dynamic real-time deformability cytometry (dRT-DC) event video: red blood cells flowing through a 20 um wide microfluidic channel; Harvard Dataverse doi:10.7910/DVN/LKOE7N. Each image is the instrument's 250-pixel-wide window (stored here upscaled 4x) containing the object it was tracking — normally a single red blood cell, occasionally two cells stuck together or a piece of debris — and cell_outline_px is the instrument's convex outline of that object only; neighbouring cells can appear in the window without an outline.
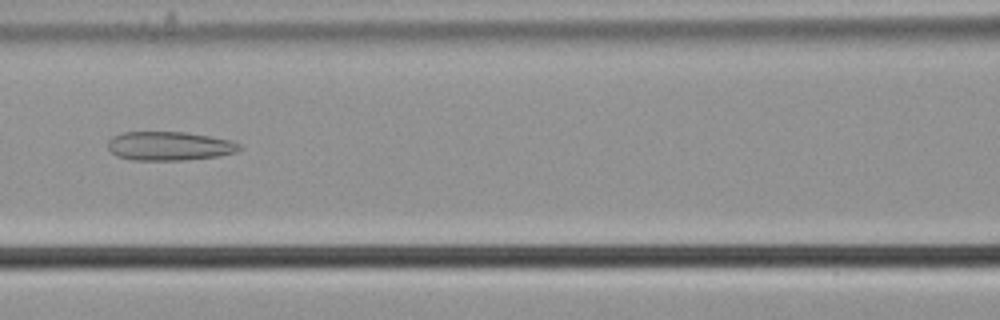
{"species": "common noctule bat (a hibernating species)", "species_latin": "Nyctalus noctula", "temperature_condition": "cold", "stored_images_in_passage": 49, "camera_frame_rate_fps": 3000, "um_per_image_px": 0.085, "animal": {"sex": "male", "body_mass_g": 21.5, "forearm_length_mm": 52.0}, "frame": {"image": 1, "passage_image": 19, "time_ms": 6.0, "image_size_px": [1000, 320], "cell_outline_px": [[244, 148], [236, 152], [216, 156], [184, 160], [132, 160], [116, 156], [108, 148], [108, 140], [112, 136], [124, 132], [184, 132], [232, 140], [240, 144]], "centroid_in_image_um": [14.39, 12.41], "position_along_channel_um": 152.2, "area_um2": 22.2}}
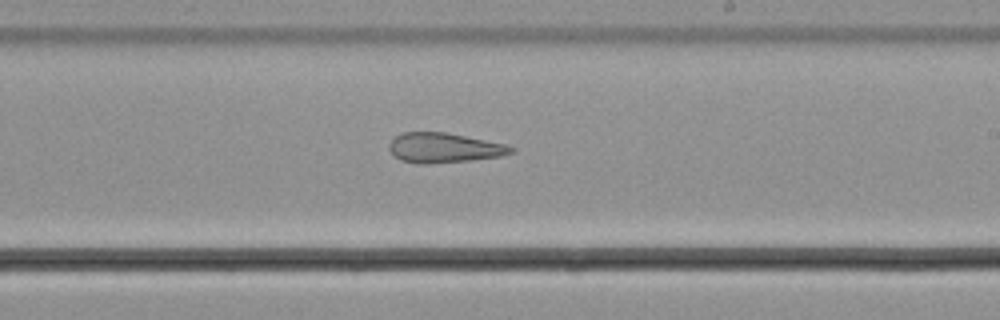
{"frame": {"image": 2, "passage_image": 27, "time_ms": 8.667, "image_size_px": [1000, 320], "cell_outline_px": [[516, 152], [500, 156], [472, 160], [428, 164], [420, 164], [400, 160], [388, 148], [388, 144], [392, 136], [400, 132], [444, 132], [504, 144], [516, 148]], "centroid_in_image_um": [37.7, 12.56], "position_along_channel_um": 251.3, "area_um2": 21.27}}
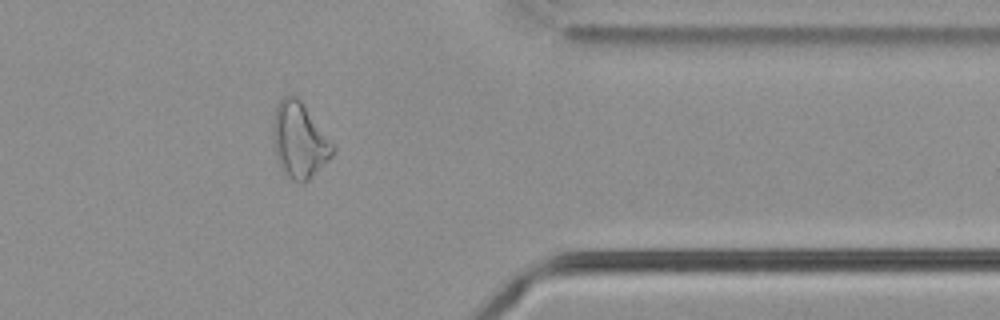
{"frame": {"image": 3, "passage_image": 39, "time_ms": 12.667, "image_size_px": [1000, 320], "cell_outline_px": [[336, 148], [332, 156], [304, 184], [300, 184], [292, 180], [280, 168], [276, 156], [272, 136], [272, 120], [276, 104], [284, 96], [296, 96], [300, 100]], "centroid_in_image_um": [25.41, 11.94], "position_along_channel_um": 386.0, "area_um2": 26.18}, "authors_computed_cell_mechanics": {"area_um2": 25.6054, "velocity_mm_per_s": 3.7268, "shape_relaxation_time_tau1_ms": null, "shape_relaxation_time_tau2_ms": 3.993, "deformation_change_tau1": null, "deformation_change_tau2": 0.1518}}